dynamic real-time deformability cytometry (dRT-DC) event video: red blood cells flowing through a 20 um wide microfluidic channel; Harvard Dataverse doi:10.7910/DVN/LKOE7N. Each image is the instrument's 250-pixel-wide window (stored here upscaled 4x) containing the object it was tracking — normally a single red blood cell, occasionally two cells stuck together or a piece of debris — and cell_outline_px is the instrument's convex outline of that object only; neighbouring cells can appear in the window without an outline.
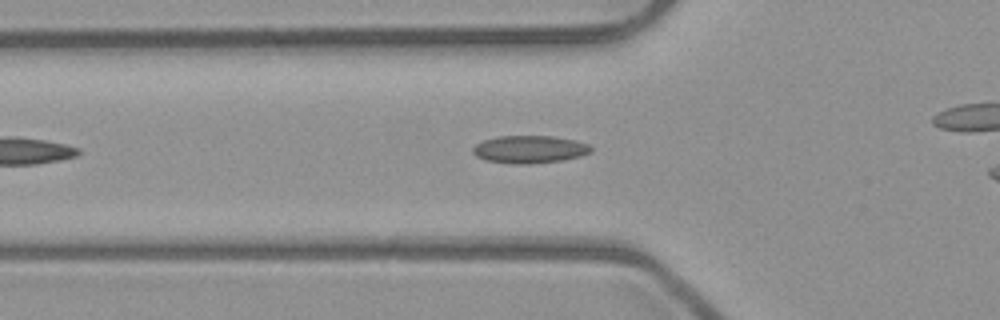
{"species": "common noctule bat (a hibernating species)", "species_latin": "Nyctalus noctula", "temperature_condition": "room temperature", "stored_images_in_passage": 32, "camera_frame_rate_fps": 3000, "um_per_image_px": 0.085, "animal": {"sex": "male", "body_mass_g": 23.1, "forearm_length_mm": 52.7}, "frame": {"image": 1, "passage_image": 8, "time_ms": 2.333, "image_size_px": [1000, 320], "cell_outline_px": [[592, 152], [580, 156], [564, 160], [528, 164], [512, 164], [484, 160], [476, 156], [472, 152], [472, 148], [476, 144], [484, 140], [500, 136], [552, 136], [576, 140], [588, 144], [592, 148]], "centroid_in_image_um": [45.02, 12.7], "position_along_channel_um": 80.8, "area_um2": 19.13}}
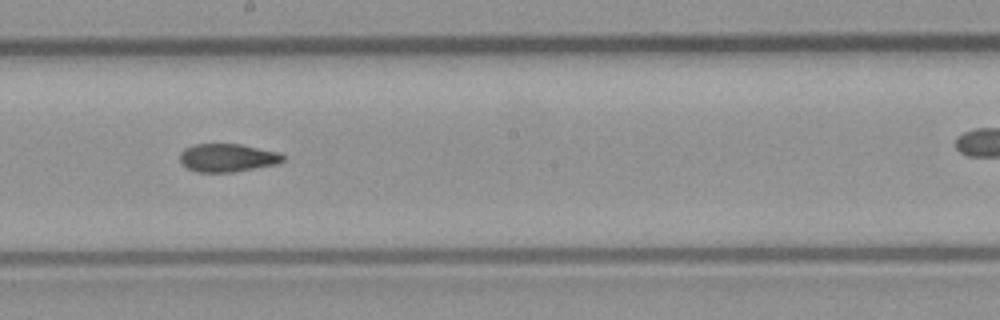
{"frame": {"image": 2, "passage_image": 19, "time_ms": 6.0, "image_size_px": [1000, 320], "cell_outline_px": [[284, 160], [276, 164], [232, 172], [196, 172], [188, 168], [180, 160], [180, 152], [184, 148], [196, 144], [240, 144], [280, 152], [284, 156]], "centroid_in_image_um": [19.34, 13.4], "position_along_channel_um": 228.9, "area_um2": 16.82}}
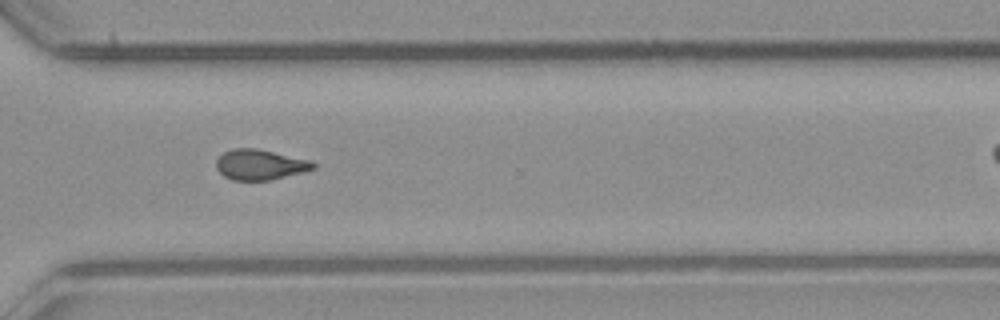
{"frame": {"image": 3, "passage_image": 28, "time_ms": 9.0, "image_size_px": [1000, 320], "cell_outline_px": [[316, 168], [304, 172], [268, 180], [232, 180], [224, 176], [216, 168], [216, 160], [224, 152], [232, 148], [256, 148], [308, 160], [316, 164]], "centroid_in_image_um": [22.08, 13.99], "position_along_channel_um": 348.5, "area_um2": 16.99}}